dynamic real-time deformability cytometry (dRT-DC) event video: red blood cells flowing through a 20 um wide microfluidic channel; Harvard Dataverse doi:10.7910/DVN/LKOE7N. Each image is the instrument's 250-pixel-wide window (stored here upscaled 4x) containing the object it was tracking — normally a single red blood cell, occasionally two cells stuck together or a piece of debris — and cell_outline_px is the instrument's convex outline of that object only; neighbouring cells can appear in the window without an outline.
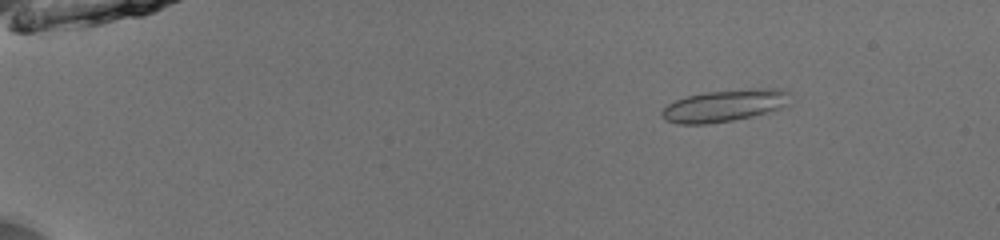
{"species": "common noctule bat (a hibernating species)", "species_latin": "Nyctalus noctula", "temperature_condition": "room temperature", "stored_images_in_passage": 53, "camera_frame_rate_fps": 3000, "um_per_image_px": 0.085, "animal": {"sex": "male", "body_mass_g": 13.0, "forearm_length_mm": 53.1}, "frame": {"image": 1, "passage_image": 9, "time_ms": 2.667, "image_size_px": [1000, 240], "cell_outline_px": [[788, 104], [780, 108], [768, 112], [752, 116], [732, 120], [708, 124], [676, 124], [664, 120], [660, 116], [660, 112], [668, 104], [676, 100], [688, 96], [704, 92], [752, 88], [780, 88], [788, 92]], "centroid_in_image_um": [61.55, 8.98], "position_along_channel_um": 23.5, "area_um2": 23.99}}
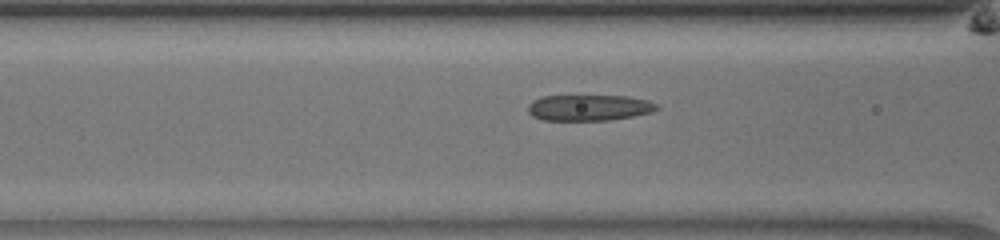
{"frame": {"image": 2, "passage_image": 24, "time_ms": 7.667, "image_size_px": [1000, 240], "cell_outline_px": [[660, 108], [652, 112], [632, 116], [608, 120], [544, 120], [532, 116], [528, 112], [528, 104], [532, 100], [544, 96], [628, 96], [648, 100], [656, 104]], "centroid_in_image_um": [50.06, 9.15], "position_along_channel_um": 116.5, "area_um2": 19.48}}
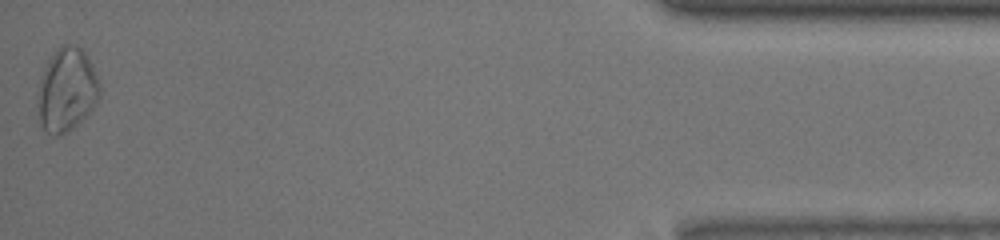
{"frame": {"image": 3, "passage_image": 53, "time_ms": 17.333, "image_size_px": [1000, 240], "cell_outline_px": [[100, 96], [96, 104], [68, 132], [60, 136], [56, 136], [48, 132], [40, 124], [36, 92], [40, 76], [48, 60], [60, 44], [76, 44], [84, 52], [92, 64], [100, 84]], "centroid_in_image_um": [5.65, 7.61], "position_along_channel_um": 429.5, "area_um2": 30.35}, "authors_computed_cell_mechanics": {"area_um2": 21.675, "velocity_mm_per_s": 3.9636, "shape_relaxation_time_tau1_ms": 3.866, "shape_relaxation_time_tau2_ms": 4.6092, "deformation_change_tau1": 0.1131, "deformation_change_tau2": 0.1152}}